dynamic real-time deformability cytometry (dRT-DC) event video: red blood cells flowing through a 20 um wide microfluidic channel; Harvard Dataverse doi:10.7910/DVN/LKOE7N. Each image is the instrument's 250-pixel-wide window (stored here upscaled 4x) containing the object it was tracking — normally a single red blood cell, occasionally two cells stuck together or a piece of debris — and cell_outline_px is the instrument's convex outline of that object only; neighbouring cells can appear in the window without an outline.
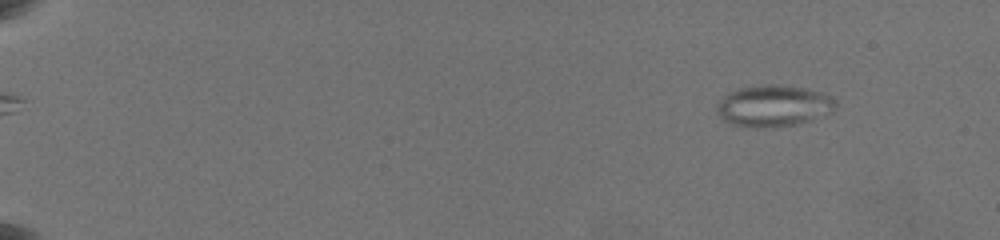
{"species": "common noctule bat (a hibernating species)", "species_latin": "Nyctalus noctula", "temperature_condition": "warm", "stored_images_in_passage": 74, "camera_frame_rate_fps": 3000, "um_per_image_px": 0.085, "animal": {"sex": "female", "body_mass_g": 19.5, "forearm_length_mm": 54.1}, "frame": {"image": 1, "passage_image": 8, "time_ms": 2.333, "image_size_px": [1000, 240], "cell_outline_px": [[836, 108], [832, 112], [812, 120], [796, 124], [772, 128], [756, 128], [732, 124], [724, 120], [716, 112], [716, 104], [724, 96], [740, 88], [768, 84], [780, 84], [808, 88], [832, 96], [836, 100]], "centroid_in_image_um": [65.79, 9.0], "position_along_channel_um": 19.2, "area_um2": 29.02}}
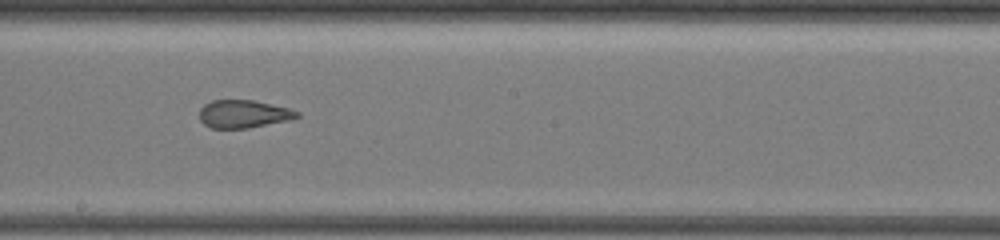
{"frame": {"image": 2, "passage_image": 45, "time_ms": 12.667, "image_size_px": [1000, 240], "cell_outline_px": [[300, 116], [288, 120], [248, 128], [212, 128], [204, 124], [200, 120], [200, 108], [204, 104], [212, 100], [252, 100], [288, 108], [300, 112]], "centroid_in_image_um": [20.68, 9.68], "position_along_channel_um": 227.5, "area_um2": 15.72}}
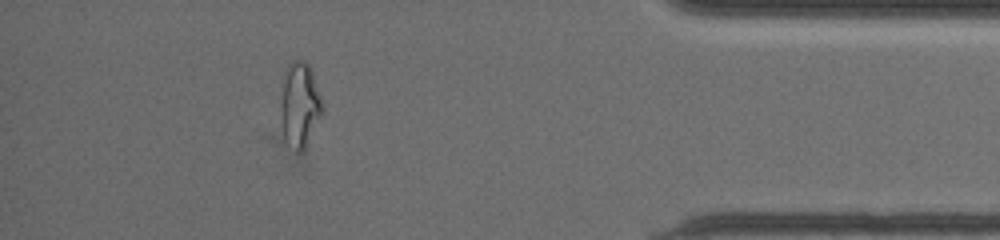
{"frame": {"image": 3, "passage_image": 68, "time_ms": 18.667, "image_size_px": [1000, 240], "cell_outline_px": [[324, 112], [304, 148], [300, 152], [296, 152], [284, 136], [280, 116], [280, 104], [284, 72], [288, 64], [296, 60], [304, 60], [308, 64], [312, 72], [324, 108]], "centroid_in_image_um": [25.47, 8.88], "position_along_channel_um": 409.7, "area_um2": 20.52}, "authors_computed_cell_mechanics": {"area_um2": 20.8947, "velocity_mm_per_s": 3.5955, "shape_relaxation_time_tau1_ms": null, "shape_relaxation_time_tau2_ms": 1.3675, "deformation_change_tau1": null, "deformation_change_tau2": 0.0917}}